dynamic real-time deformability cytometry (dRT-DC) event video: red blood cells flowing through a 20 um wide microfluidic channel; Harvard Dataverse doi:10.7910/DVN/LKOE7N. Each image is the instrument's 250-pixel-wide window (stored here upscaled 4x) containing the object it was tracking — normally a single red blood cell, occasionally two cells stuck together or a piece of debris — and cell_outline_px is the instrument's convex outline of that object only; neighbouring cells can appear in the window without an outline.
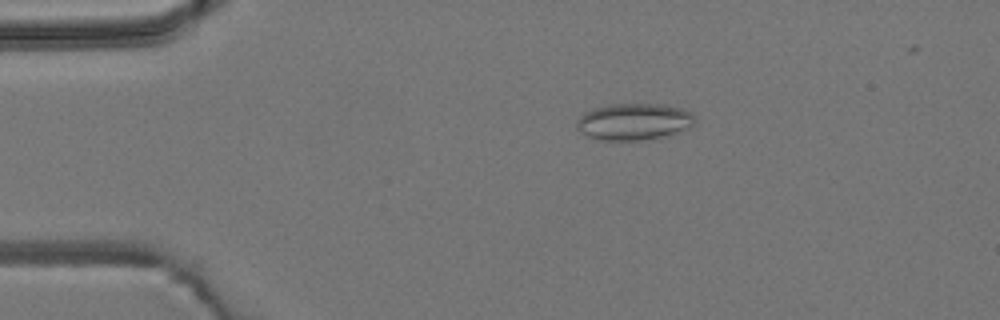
{"species": "common noctule bat (a hibernating species)", "species_latin": "Nyctalus noctula", "temperature_condition": "room temperature", "stored_images_in_passage": 4, "camera_frame_rate_fps": 3000, "um_per_image_px": 0.085, "animal": {"sex": "male", "body_mass_g": 19.2, "forearm_length_mm": 51.8}, "frame": {"image": 1, "passage_image": 3, "time_ms": 2.333, "image_size_px": [1000, 320], "cell_outline_px": [[696, 124], [664, 136], [640, 140], [596, 140], [580, 132], [576, 128], [576, 120], [584, 112], [592, 108], [608, 104], [668, 104], [684, 108], [692, 112], [696, 116]], "centroid_in_image_um": [53.88, 10.32], "position_along_channel_um": 31.1, "area_um2": 25.66}}